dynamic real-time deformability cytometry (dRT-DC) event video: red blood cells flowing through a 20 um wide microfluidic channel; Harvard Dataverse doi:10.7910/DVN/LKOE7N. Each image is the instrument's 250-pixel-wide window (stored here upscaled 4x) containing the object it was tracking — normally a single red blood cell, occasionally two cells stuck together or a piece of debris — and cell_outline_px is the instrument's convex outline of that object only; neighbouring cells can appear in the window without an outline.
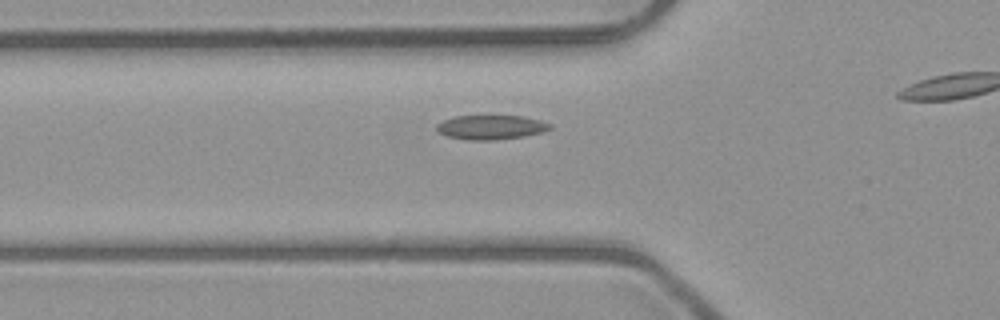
{"species": "common noctule bat (a hibernating species)", "species_latin": "Nyctalus noctula", "temperature_condition": "room temperature", "stored_images_in_passage": 18, "camera_frame_rate_fps": 3000, "um_per_image_px": 0.085, "animal": {"sex": "male", "body_mass_g": 23.1, "forearm_length_mm": 52.7}, "frame": {"image": 1, "passage_image": 13, "time_ms": 4.0, "image_size_px": [1000, 320], "cell_outline_px": [[552, 128], [544, 132], [524, 136], [492, 140], [468, 140], [448, 136], [440, 132], [436, 128], [436, 124], [444, 120], [456, 116], [524, 116], [540, 120], [552, 124]], "centroid_in_image_um": [41.77, 10.81], "position_along_channel_um": 84.0, "area_um2": 16.01}}
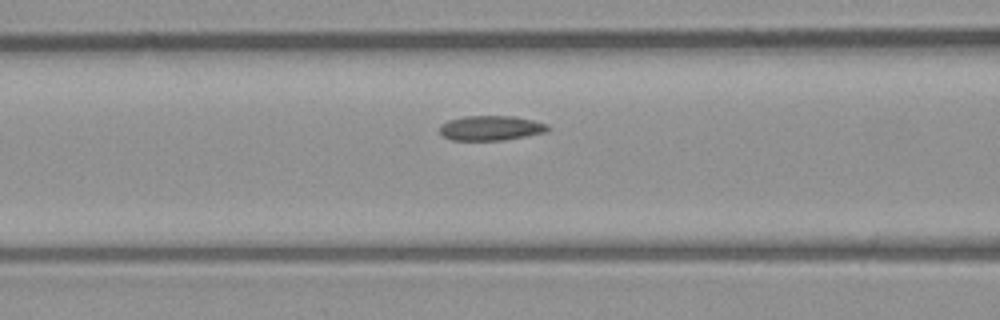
{"frame": {"image": 2, "passage_image": 16, "time_ms": 5.0, "image_size_px": [1000, 320], "cell_outline_px": [[552, 128], [548, 132], [504, 140], [452, 140], [444, 136], [440, 132], [440, 124], [448, 120], [464, 116], [516, 116], [548, 124]], "centroid_in_image_um": [41.76, 10.88], "position_along_channel_um": 124.8, "area_um2": 15.78}}